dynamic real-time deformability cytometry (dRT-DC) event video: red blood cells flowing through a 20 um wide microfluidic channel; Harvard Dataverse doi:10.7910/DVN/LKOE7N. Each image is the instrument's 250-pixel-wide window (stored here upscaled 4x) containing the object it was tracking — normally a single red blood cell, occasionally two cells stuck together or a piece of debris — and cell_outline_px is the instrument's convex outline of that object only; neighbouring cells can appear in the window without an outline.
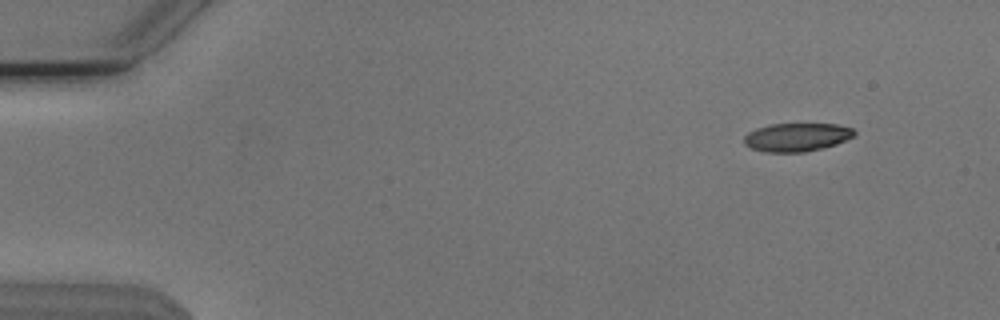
{"species": "Egyptian fruit bat (a non-hibernating species)", "species_latin": "Rousettus aegyptiacus", "temperature_condition": "cold", "stored_images_in_passage": 48, "camera_frame_rate_fps": 3000, "um_per_image_px": 0.085, "animal": {"sex": "male"}, "frame": {"image": 1, "passage_image": 1, "time_ms": 0.0, "image_size_px": [1000, 320], "cell_outline_px": [[856, 136], [836, 144], [824, 148], [804, 152], [764, 152], [752, 148], [744, 144], [744, 136], [748, 132], [756, 128], [772, 124], [836, 124], [852, 128], [856, 132]], "centroid_in_image_um": [67.74, 11.66], "position_along_channel_um": 17.3, "area_um2": 18.32}}
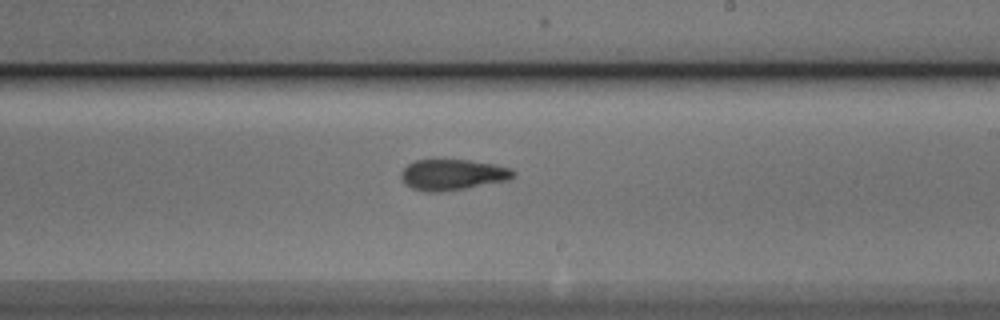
{"frame": {"image": 2, "passage_image": 28, "time_ms": 9.0, "image_size_px": [1000, 320], "cell_outline_px": [[516, 176], [508, 180], [464, 188], [440, 192], [428, 192], [412, 188], [404, 184], [400, 176], [400, 172], [408, 164], [416, 160], [468, 160], [492, 164], [508, 168], [516, 172]], "centroid_in_image_um": [38.43, 14.85], "position_along_channel_um": 250.6, "area_um2": 20.0}}
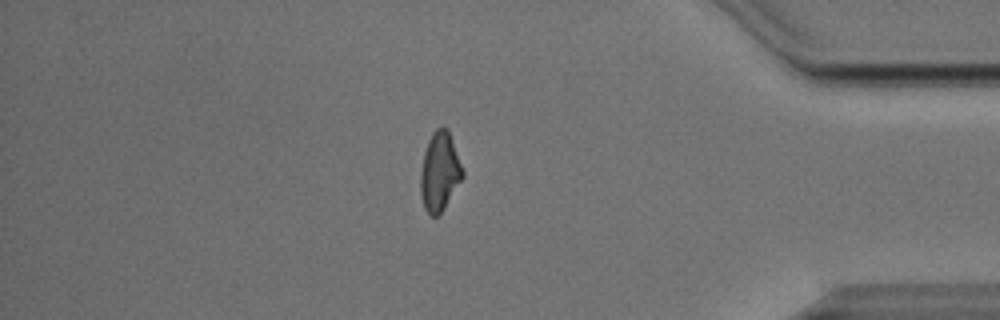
{"frame": {"image": 3, "passage_image": 42, "time_ms": 13.667, "image_size_px": [1000, 320], "cell_outline_px": [[464, 176], [444, 208], [436, 216], [432, 216], [424, 208], [420, 192], [420, 172], [424, 152], [428, 140], [432, 132], [436, 128], [448, 128], [464, 172]], "centroid_in_image_um": [37.36, 14.58], "position_along_channel_um": 397.8, "area_um2": 19.25}}